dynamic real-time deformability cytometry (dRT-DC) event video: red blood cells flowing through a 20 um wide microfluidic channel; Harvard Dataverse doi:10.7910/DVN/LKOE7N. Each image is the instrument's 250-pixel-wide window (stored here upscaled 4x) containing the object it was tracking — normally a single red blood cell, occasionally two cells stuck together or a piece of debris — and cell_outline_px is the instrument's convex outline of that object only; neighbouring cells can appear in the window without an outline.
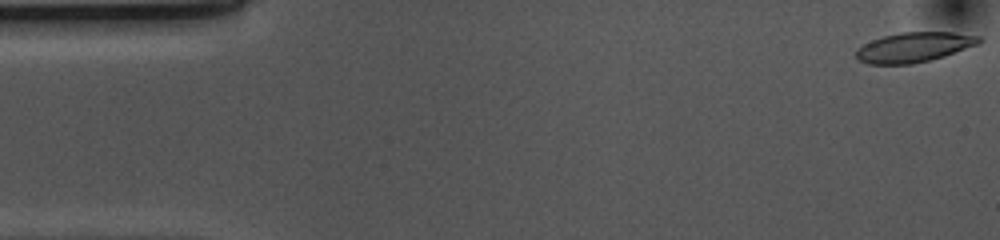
{"species": "common noctule bat (a hibernating species)", "species_latin": "Nyctalus noctula", "temperature_condition": "cold", "stored_images_in_passage": 53, "camera_frame_rate_fps": 3000, "um_per_image_px": 0.085, "animal": {"sex": "female", "body_mass_g": 10.0, "forearm_length_mm": 53.1}, "frame": {"image": 1, "passage_image": 1, "time_ms": 0.0, "image_size_px": [1000, 240], "cell_outline_px": [[984, 40], [980, 44], [944, 56], [912, 64], [868, 64], [856, 60], [856, 48], [872, 40], [884, 36], [900, 32], [952, 32], [980, 36]], "centroid_in_image_um": [77.7, 4.01], "position_along_channel_um": 7.3, "area_um2": 21.5}}
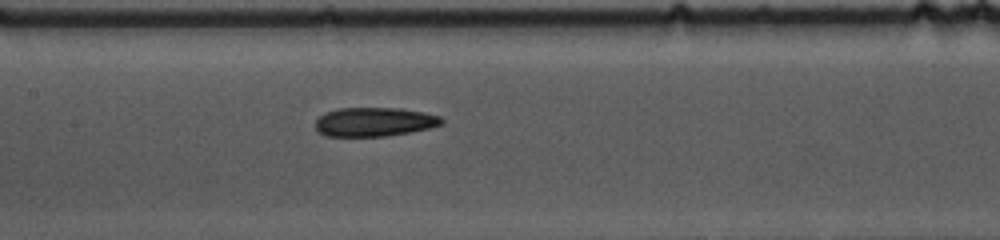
{"frame": {"image": 2, "passage_image": 24, "time_ms": 7.667, "image_size_px": [1000, 240], "cell_outline_px": [[444, 124], [428, 128], [388, 136], [324, 136], [316, 128], [316, 120], [324, 112], [336, 108], [400, 108], [424, 112], [440, 116], [444, 120]], "centroid_in_image_um": [31.82, 10.35], "position_along_channel_um": 175.6, "area_um2": 21.39}}
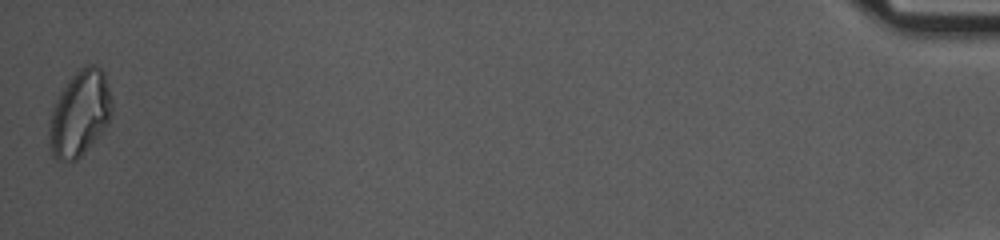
{"frame": {"image": 3, "passage_image": 53, "time_ms": 17.333, "image_size_px": [1000, 240], "cell_outline_px": [[112, 116], [108, 124], [84, 152], [76, 160], [56, 160], [52, 156], [48, 144], [48, 124], [52, 112], [60, 92], [68, 80], [84, 64], [96, 64], [104, 72], [112, 100]], "centroid_in_image_um": [6.77, 9.64], "position_along_channel_um": 428.4, "area_um2": 31.39}, "authors_computed_cell_mechanics": {"area_um2": 22.0218, "velocity_mm_per_s": 3.6641, "shape_relaxation_time_tau1_ms": 8.5005, "shape_relaxation_time_tau2_ms": 5.4101, "deformation_change_tau1": 0.1577, "deformation_change_tau2": 0.1308}}